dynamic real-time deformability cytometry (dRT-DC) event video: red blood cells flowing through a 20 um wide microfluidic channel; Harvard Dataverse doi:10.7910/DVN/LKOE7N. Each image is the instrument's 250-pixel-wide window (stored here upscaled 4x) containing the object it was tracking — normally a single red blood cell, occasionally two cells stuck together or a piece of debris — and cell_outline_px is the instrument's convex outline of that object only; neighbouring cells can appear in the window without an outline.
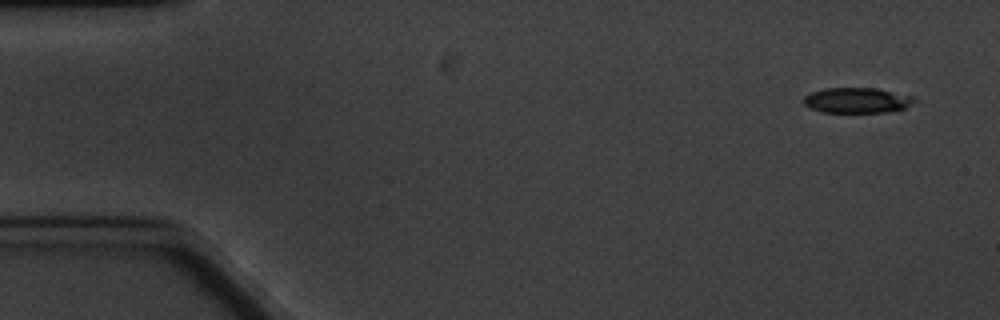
{"species": "common noctule bat (a hibernating species)", "species_latin": "Nyctalus noctula", "temperature_condition": "cold", "stored_images_in_passage": 6, "camera_frame_rate_fps": 3000, "um_per_image_px": 0.085, "animal": {"sex": "male", "body_mass_g": 20.1, "forearm_length_mm": 53.5}, "frame": {"image": 1, "passage_image": 1, "time_ms": 0.0, "image_size_px": [1000, 320], "cell_outline_px": [[916, 100], [904, 108], [884, 112], [824, 112], [812, 108], [804, 104], [804, 96], [812, 92], [824, 88], [876, 88], [912, 96]], "centroid_in_image_um": [72.83, 8.52], "position_along_channel_um": 12.2, "area_um2": 16.07}}
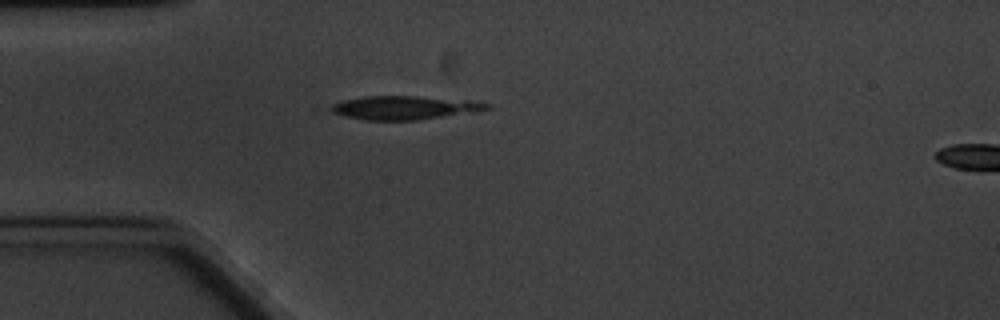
{"frame": {"image": 2, "passage_image": 5, "time_ms": 4.333, "image_size_px": [1000, 320], "cell_outline_px": [[492, 108], [472, 112], [416, 120], [368, 120], [348, 116], [332, 112], [324, 108], [332, 104], [344, 100], [364, 96], [416, 96], [484, 100], [492, 104]], "centroid_in_image_um": [34.48, 9.13], "position_along_channel_um": 50.5, "area_um2": 21.79}}